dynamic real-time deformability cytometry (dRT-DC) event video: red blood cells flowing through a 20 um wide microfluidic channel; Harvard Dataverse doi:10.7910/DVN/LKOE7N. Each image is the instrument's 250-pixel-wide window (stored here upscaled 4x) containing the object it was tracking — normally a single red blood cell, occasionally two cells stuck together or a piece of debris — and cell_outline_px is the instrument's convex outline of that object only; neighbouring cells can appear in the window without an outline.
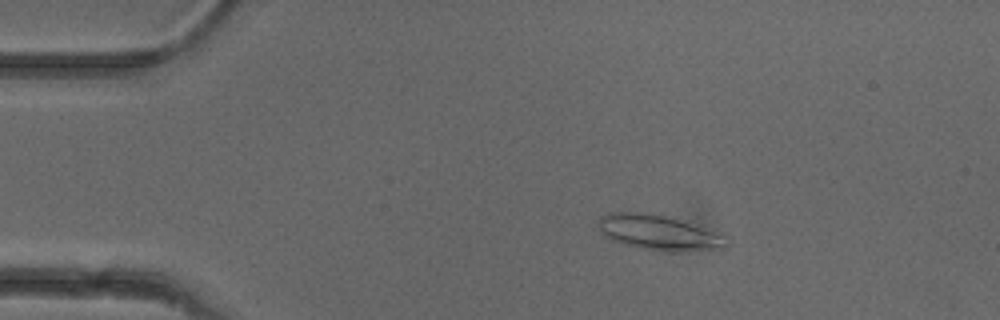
{"species": "common noctule bat (a hibernating species)", "species_latin": "Nyctalus noctula", "temperature_condition": "cold", "stored_images_in_passage": 33, "camera_frame_rate_fps": 3000, "um_per_image_px": 0.085, "animal": {"sex": "female"}, "frame": {"image": 1, "passage_image": 9, "time_ms": 2.667, "image_size_px": [1000, 320], "cell_outline_px": [[724, 248], [640, 248], [624, 244], [612, 240], [604, 236], [600, 228], [600, 216], [612, 212], [640, 212], [688, 220], [724, 236]], "centroid_in_image_um": [55.89, 19.69], "position_along_channel_um": 29.1, "area_um2": 24.74}}
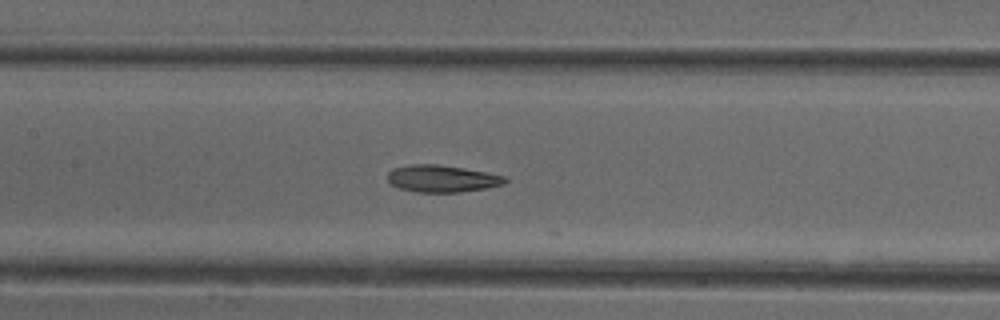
{"frame": {"image": 2, "passage_image": 24, "time_ms": 7.667, "image_size_px": [1000, 320], "cell_outline_px": [[508, 180], [504, 184], [484, 188], [460, 192], [416, 192], [400, 188], [392, 184], [388, 180], [388, 172], [392, 168], [408, 164], [436, 164], [464, 168], [488, 172], [508, 176]], "centroid_in_image_um": [37.59, 15.17], "position_along_channel_um": 169.8, "area_um2": 18.61}}
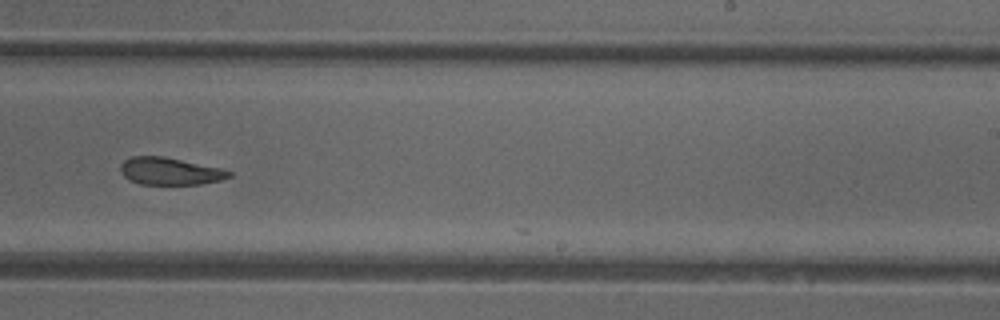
{"frame": {"image": 3, "passage_image": 32, "time_ms": 10.333, "image_size_px": [1000, 320], "cell_outline_px": [[232, 176], [220, 180], [200, 184], [140, 184], [124, 176], [120, 172], [120, 164], [124, 160], [132, 156], [164, 156], [220, 168], [232, 172]], "centroid_in_image_um": [14.43, 14.54], "position_along_channel_um": 274.6, "area_um2": 17.17}}